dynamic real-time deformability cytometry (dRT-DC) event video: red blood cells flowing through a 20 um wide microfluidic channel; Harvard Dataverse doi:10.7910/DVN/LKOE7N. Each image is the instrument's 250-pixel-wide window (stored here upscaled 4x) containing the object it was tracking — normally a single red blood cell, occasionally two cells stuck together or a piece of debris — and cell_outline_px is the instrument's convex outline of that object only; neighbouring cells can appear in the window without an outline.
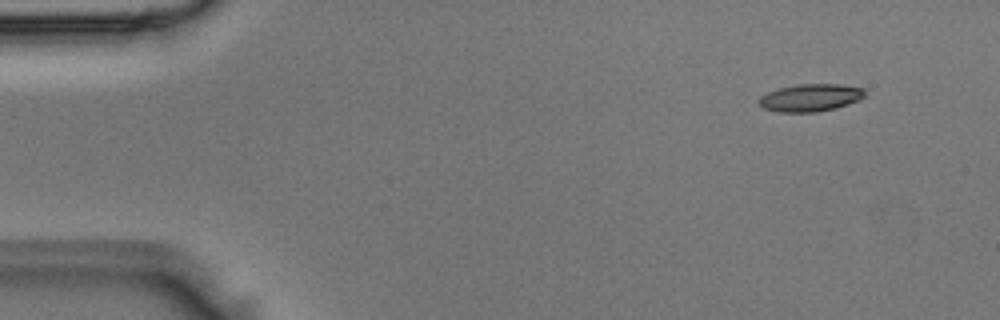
{"species": "Egyptian fruit bat (a non-hibernating species)", "species_latin": "Rousettus aegyptiacus", "temperature_condition": "room temperature", "stored_images_in_passage": 3, "camera_frame_rate_fps": 3000, "um_per_image_px": 0.085, "animal": {"sex": "male"}, "frame": {"image": 1, "passage_image": 1, "time_ms": 0.0, "image_size_px": [1000, 320], "cell_outline_px": [[864, 96], [860, 100], [836, 108], [816, 112], [780, 112], [764, 108], [756, 100], [760, 96], [768, 92], [780, 88], [796, 84], [840, 84], [864, 88]], "centroid_in_image_um": [68.89, 8.3], "position_along_channel_um": 16.1, "area_um2": 16.99}}
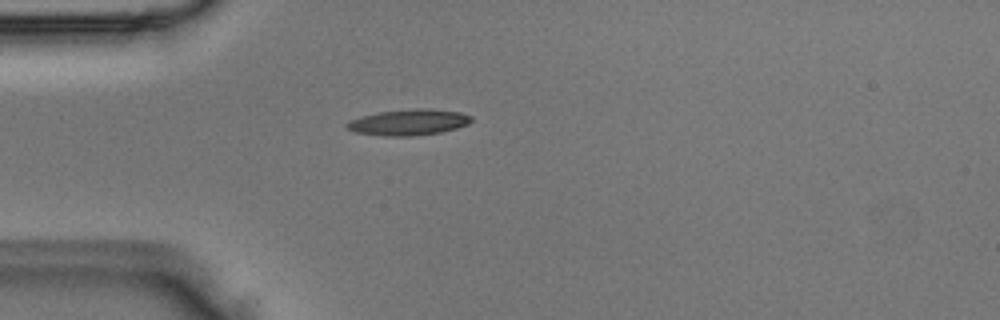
{"frame": {"image": 2, "passage_image": 3, "time_ms": 0.667, "image_size_px": [1000, 320], "cell_outline_px": [[472, 120], [468, 124], [456, 128], [440, 132], [412, 136], [384, 136], [356, 132], [348, 128], [344, 124], [348, 120], [360, 116], [380, 112], [416, 108], [432, 108], [460, 112], [472, 116]], "centroid_in_image_um": [34.73, 10.38], "position_along_channel_um": 50.3, "area_um2": 18.9}}